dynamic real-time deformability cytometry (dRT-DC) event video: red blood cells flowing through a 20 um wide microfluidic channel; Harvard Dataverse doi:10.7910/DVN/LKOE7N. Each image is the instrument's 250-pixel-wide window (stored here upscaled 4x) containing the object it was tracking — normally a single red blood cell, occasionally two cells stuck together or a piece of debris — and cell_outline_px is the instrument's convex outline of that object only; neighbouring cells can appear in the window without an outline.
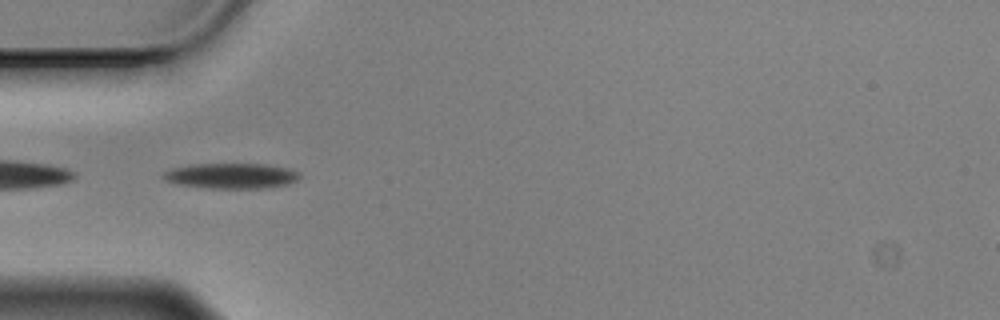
{"species": "Egyptian fruit bat (a non-hibernating species)", "species_latin": "Rousettus aegyptiacus", "temperature_condition": "cold", "stored_images_in_passage": 41, "camera_frame_rate_fps": 3000, "um_per_image_px": 0.085, "animal": {"sex": "male"}, "frame": {"image": 1, "passage_image": 1, "time_ms": 0.0, "image_size_px": [1000, 320], "cell_outline_px": [[300, 176], [296, 180], [288, 184], [260, 188], [208, 188], [176, 184], [164, 180], [160, 176], [164, 172], [172, 168], [192, 164], [268, 164], [288, 168], [296, 172]], "centroid_in_image_um": [19.59, 14.94], "position_along_channel_um": 65.4, "area_um2": 20.11}}
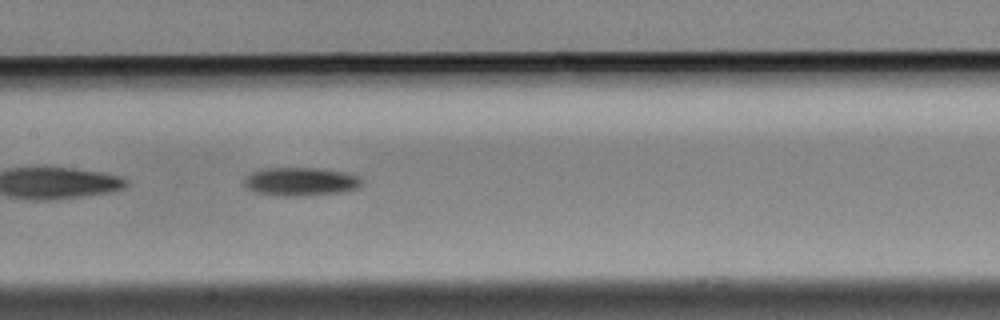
{"frame": {"image": 2, "passage_image": 11, "time_ms": 3.333, "image_size_px": [1000, 320], "cell_outline_px": [[360, 184], [356, 188], [340, 192], [304, 196], [284, 196], [256, 192], [248, 188], [244, 184], [244, 180], [252, 172], [260, 168], [320, 168], [344, 172], [356, 176], [360, 180]], "centroid_in_image_um": [25.51, 15.43], "position_along_channel_um": 181.9, "area_um2": 19.19}}
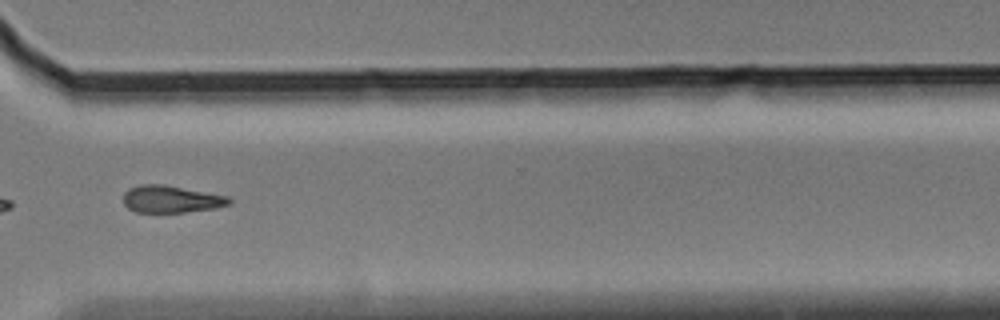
{"frame": {"image": 3, "passage_image": 26, "time_ms": 8.333, "image_size_px": [1000, 320], "cell_outline_px": [[232, 200], [228, 204], [216, 208], [184, 212], [136, 212], [128, 208], [124, 204], [124, 192], [128, 188], [140, 184], [164, 184], [228, 196]], "centroid_in_image_um": [14.52, 16.92], "position_along_channel_um": 356.1, "area_um2": 16.76}, "authors_computed_cell_mechanics": {"area_um2": 17.1666, "velocity_mm_per_s": 3.4921, "shape_relaxation_time_tau1_ms": 2.0439, "shape_relaxation_time_tau2_ms": null, "deformation_change_tau1": 0.0839, "deformation_change_tau2": null}}